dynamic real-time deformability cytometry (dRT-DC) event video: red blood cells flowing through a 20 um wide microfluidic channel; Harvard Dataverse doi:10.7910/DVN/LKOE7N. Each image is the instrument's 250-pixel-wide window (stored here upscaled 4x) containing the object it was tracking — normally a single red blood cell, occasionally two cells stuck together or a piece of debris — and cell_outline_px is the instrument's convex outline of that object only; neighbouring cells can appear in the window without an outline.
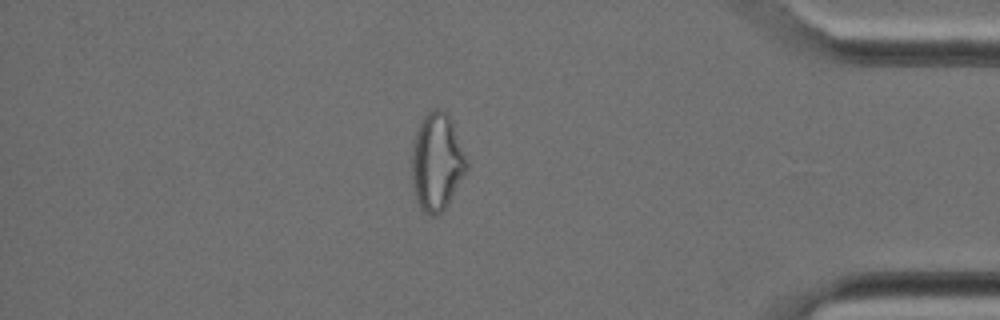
{"species": "Egyptian fruit bat (a non-hibernating species)", "species_latin": "Rousettus aegyptiacus", "temperature_condition": "cold", "stored_images_in_passage": 37, "camera_frame_rate_fps": 3000, "um_per_image_px": 0.085, "animal": {"sex": "female"}, "frame": {"image": 1, "passage_image": 32, "time_ms": 10.333, "image_size_px": [1000, 320], "cell_outline_px": [[468, 168], [448, 204], [436, 216], [428, 216], [420, 208], [416, 200], [412, 184], [412, 152], [416, 136], [420, 124], [424, 116], [432, 108], [440, 108], [448, 116], [452, 124], [468, 160]], "centroid_in_image_um": [37.13, 13.81], "position_along_channel_um": 398.1, "area_um2": 30.81}}